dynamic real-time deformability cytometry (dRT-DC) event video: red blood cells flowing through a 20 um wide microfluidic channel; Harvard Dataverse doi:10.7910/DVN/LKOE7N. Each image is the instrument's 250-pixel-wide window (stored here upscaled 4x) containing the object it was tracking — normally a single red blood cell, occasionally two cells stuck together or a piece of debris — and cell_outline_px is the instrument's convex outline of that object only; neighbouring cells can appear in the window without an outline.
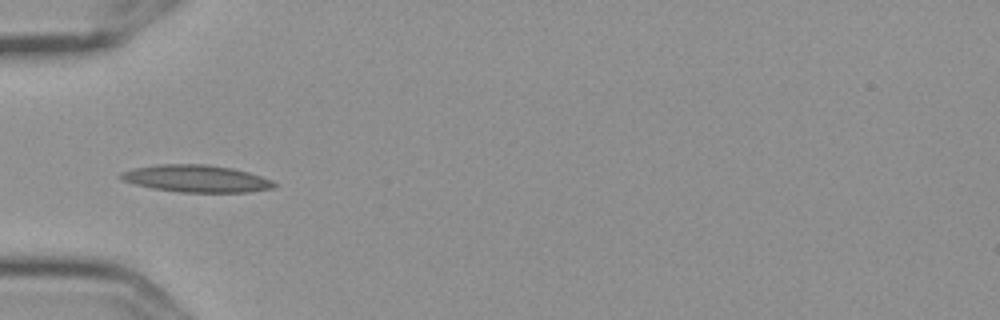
{"species": "Egyptian fruit bat (a non-hibernating species)", "species_latin": "Rousettus aegyptiacus", "temperature_condition": "cold", "stored_images_in_passage": 10, "camera_frame_rate_fps": 3000, "um_per_image_px": 0.085, "frame": {"image": 1, "passage_image": 4, "time_ms": 1.0, "image_size_px": [1000, 320], "cell_outline_px": [[280, 184], [276, 188], [248, 192], [180, 192], [152, 188], [136, 184], [124, 180], [116, 176], [120, 172], [136, 168], [160, 164], [204, 164], [232, 168], [248, 172], [272, 180]], "centroid_in_image_um": [16.73, 15.18], "position_along_channel_um": 68.3, "area_um2": 24.28}}
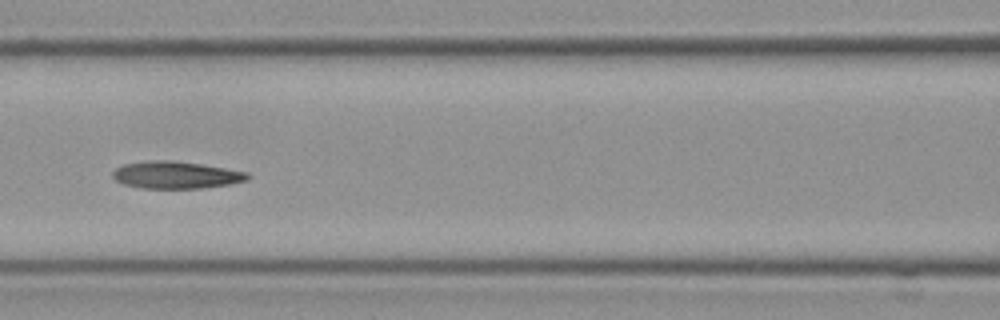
{"frame": {"image": 2, "passage_image": 6, "time_ms": 1.667, "image_size_px": [1000, 320], "cell_outline_px": [[248, 176], [244, 180], [228, 184], [204, 188], [140, 188], [124, 184], [116, 180], [112, 176], [112, 172], [116, 168], [124, 164], [156, 160], [168, 160], [200, 164], [248, 172]], "centroid_in_image_um": [14.91, 14.88], "position_along_channel_um": 151.7, "area_um2": 20.98}}
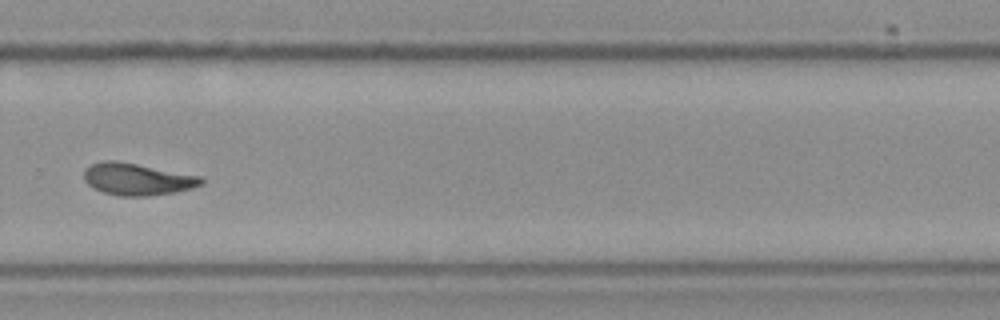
{"frame": {"image": 3, "passage_image": 10, "time_ms": 3.0, "image_size_px": [1000, 320], "cell_outline_px": [[204, 184], [192, 188], [176, 192], [148, 196], [120, 196], [104, 192], [88, 184], [84, 180], [84, 168], [92, 164], [104, 160], [116, 160], [200, 176], [204, 180]], "centroid_in_image_um": [11.67, 15.23], "position_along_channel_um": 318.1, "area_um2": 21.79}}